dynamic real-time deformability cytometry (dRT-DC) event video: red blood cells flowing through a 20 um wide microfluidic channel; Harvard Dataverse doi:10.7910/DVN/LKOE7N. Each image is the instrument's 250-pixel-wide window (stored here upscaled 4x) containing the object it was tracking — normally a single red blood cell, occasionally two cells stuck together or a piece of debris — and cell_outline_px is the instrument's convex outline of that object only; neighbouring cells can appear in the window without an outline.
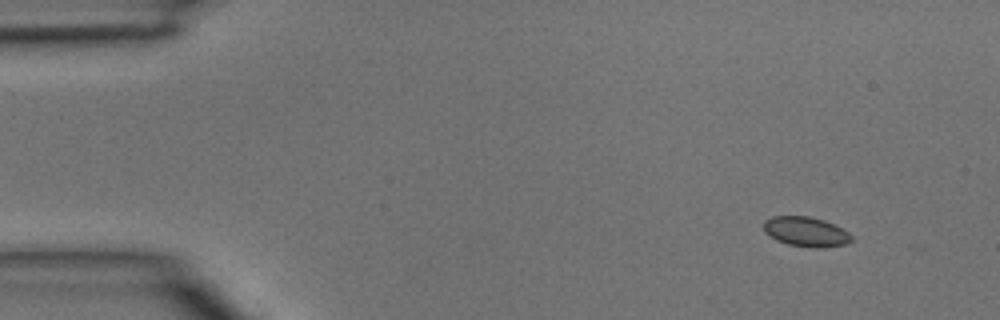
{"species": "common noctule bat (a hibernating species)", "species_latin": "Nyctalus noctula", "temperature_condition": "room temperature", "stored_images_in_passage": 3, "camera_frame_rate_fps": 3000, "um_per_image_px": 0.085, "animal": {"sex": "male", "body_mass_g": 15.6}, "frame": {"image": 1, "passage_image": 1, "time_ms": 0.0, "image_size_px": [1000, 320], "cell_outline_px": [[852, 240], [844, 244], [820, 248], [812, 248], [788, 244], [776, 240], [768, 236], [764, 232], [764, 220], [772, 216], [808, 216], [824, 220], [848, 232], [852, 236]], "centroid_in_image_um": [68.46, 19.69], "position_along_channel_um": 16.5, "area_um2": 15.2}}